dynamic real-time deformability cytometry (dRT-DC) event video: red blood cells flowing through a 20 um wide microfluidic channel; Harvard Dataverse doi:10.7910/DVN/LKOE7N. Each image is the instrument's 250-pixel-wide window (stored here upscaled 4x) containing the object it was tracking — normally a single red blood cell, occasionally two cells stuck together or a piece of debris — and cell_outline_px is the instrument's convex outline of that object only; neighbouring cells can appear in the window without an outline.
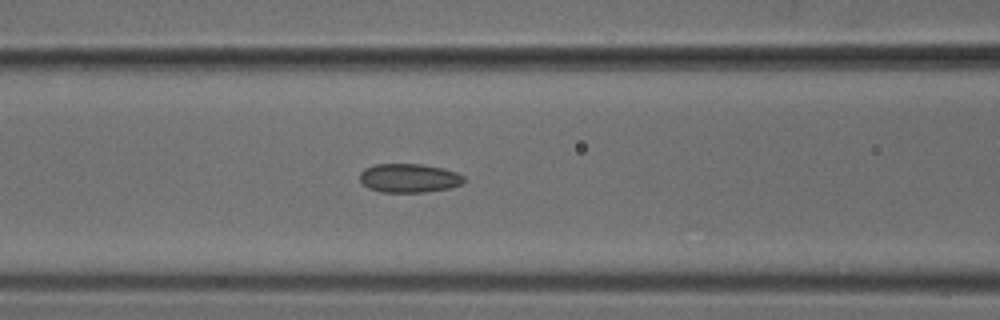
{"species": "common noctule bat (a hibernating species)", "species_latin": "Nyctalus noctula", "temperature_condition": "cold", "stored_images_in_passage": 19, "camera_frame_rate_fps": 3000, "um_per_image_px": 0.085, "animal": {"sex": "male", "body_mass_g": 18.8}, "frame": {"image": 1, "passage_image": 16, "time_ms": 5.0, "image_size_px": [1000, 320], "cell_outline_px": [[464, 180], [460, 184], [452, 188], [424, 192], [380, 192], [368, 188], [360, 180], [360, 172], [364, 168], [376, 164], [420, 164], [444, 168], [456, 172], [464, 176]], "centroid_in_image_um": [34.76, 15.14], "position_along_channel_um": 131.8, "area_um2": 17.57}}